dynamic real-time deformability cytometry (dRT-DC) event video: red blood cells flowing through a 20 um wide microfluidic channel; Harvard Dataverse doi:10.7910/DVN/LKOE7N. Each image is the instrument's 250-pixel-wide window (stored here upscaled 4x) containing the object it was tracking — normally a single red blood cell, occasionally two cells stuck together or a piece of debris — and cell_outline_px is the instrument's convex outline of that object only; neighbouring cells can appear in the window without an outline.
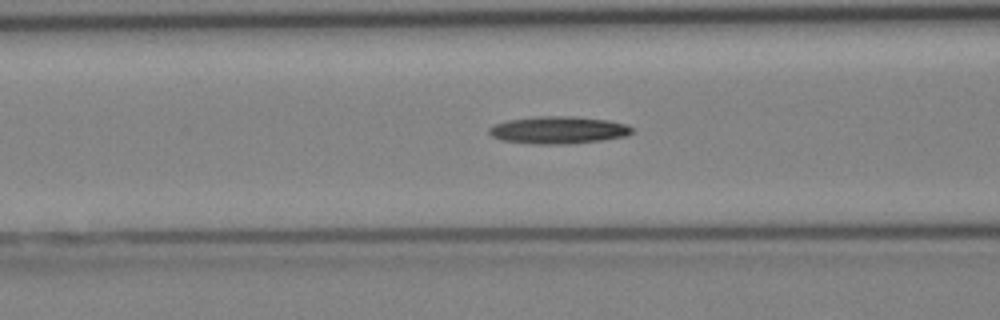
{"species": "Egyptian fruit bat (a non-hibernating species)", "species_latin": "Rousettus aegyptiacus", "temperature_condition": "cold", "stored_images_in_passage": 5, "camera_frame_rate_fps": 3000, "um_per_image_px": 0.085, "animal": {"sex": "female"}, "frame": {"image": 1, "passage_image": 5, "time_ms": 5.0, "image_size_px": [1000, 320], "cell_outline_px": [[632, 132], [628, 136], [600, 140], [560, 144], [536, 144], [500, 140], [492, 136], [488, 132], [488, 128], [492, 124], [508, 120], [532, 116], [572, 116], [608, 120], [624, 124], [632, 128]], "centroid_in_image_um": [47.39, 11.04], "position_along_channel_um": 119.2, "area_um2": 22.77}}